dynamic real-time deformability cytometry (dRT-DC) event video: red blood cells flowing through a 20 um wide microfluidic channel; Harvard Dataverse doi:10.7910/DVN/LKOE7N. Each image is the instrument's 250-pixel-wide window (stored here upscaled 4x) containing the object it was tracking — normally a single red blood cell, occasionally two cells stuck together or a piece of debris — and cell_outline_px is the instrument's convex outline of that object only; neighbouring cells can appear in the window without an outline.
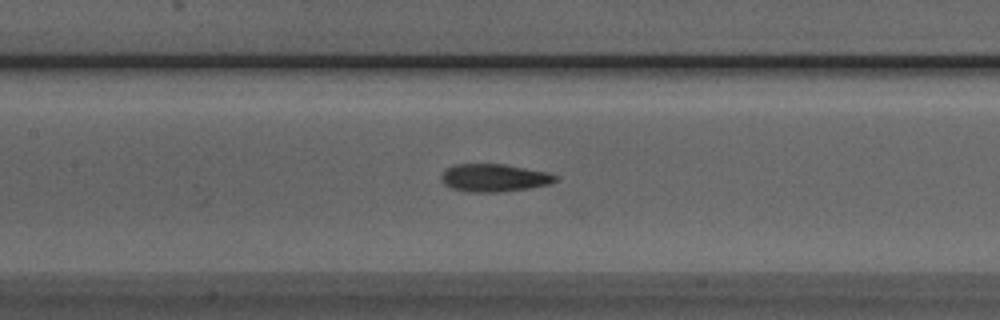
{"species": "Egyptian fruit bat (a non-hibernating species)", "species_latin": "Rousettus aegyptiacus", "temperature_condition": "room temperature", "stored_images_in_passage": 34, "camera_frame_rate_fps": 3000, "um_per_image_px": 0.085, "animal": {"sex": "male"}, "frame": {"image": 1, "passage_image": 12, "time_ms": 3.667, "image_size_px": [1000, 320], "cell_outline_px": [[556, 180], [548, 184], [528, 188], [496, 192], [468, 192], [452, 188], [444, 184], [440, 180], [440, 176], [444, 168], [456, 164], [504, 164], [548, 172], [556, 176]], "centroid_in_image_um": [41.93, 15.1], "position_along_channel_um": 165.5, "area_um2": 18.44}}
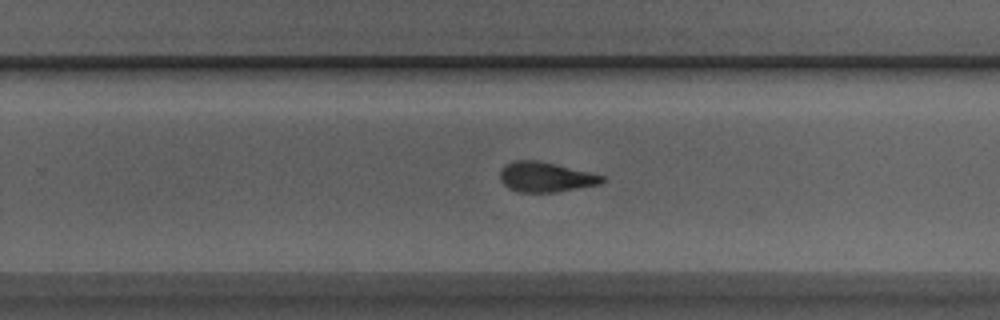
{"frame": {"image": 2, "passage_image": 21, "time_ms": 6.667, "image_size_px": [1000, 320], "cell_outline_px": [[604, 180], [600, 184], [556, 192], [520, 192], [508, 188], [500, 180], [500, 172], [508, 164], [516, 160], [536, 160], [556, 164], [604, 176]], "centroid_in_image_um": [46.37, 15.05], "position_along_channel_um": 283.4, "area_um2": 17.51}}
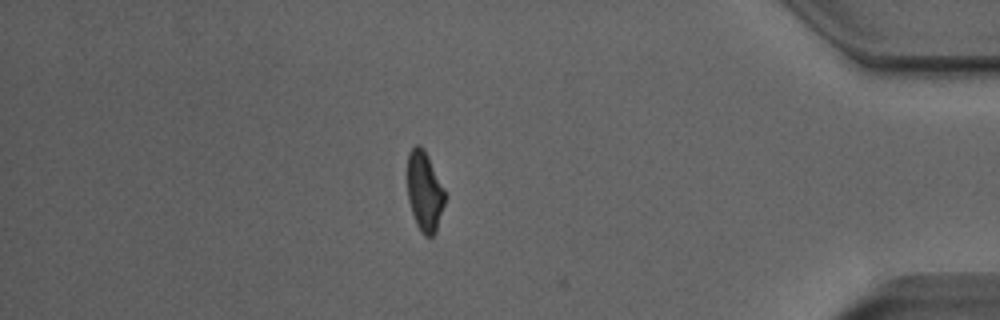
{"frame": {"image": 3, "passage_image": 33, "time_ms": 10.667, "image_size_px": [1000, 320], "cell_outline_px": [[444, 204], [436, 232], [432, 236], [424, 236], [420, 232], [416, 224], [408, 200], [408, 152], [416, 144], [420, 144], [428, 156], [444, 188]], "centroid_in_image_um": [36.08, 16.28], "position_along_channel_um": 399.1, "area_um2": 17.34}, "authors_computed_cell_mechanics": {"area_um2": 18.496, "velocity_mm_per_s": 3.9413, "shape_relaxation_time_tau1_ms": null, "shape_relaxation_time_tau2_ms": 1.9431, "deformation_change_tau1": null, "deformation_change_tau2": 0.0969}}